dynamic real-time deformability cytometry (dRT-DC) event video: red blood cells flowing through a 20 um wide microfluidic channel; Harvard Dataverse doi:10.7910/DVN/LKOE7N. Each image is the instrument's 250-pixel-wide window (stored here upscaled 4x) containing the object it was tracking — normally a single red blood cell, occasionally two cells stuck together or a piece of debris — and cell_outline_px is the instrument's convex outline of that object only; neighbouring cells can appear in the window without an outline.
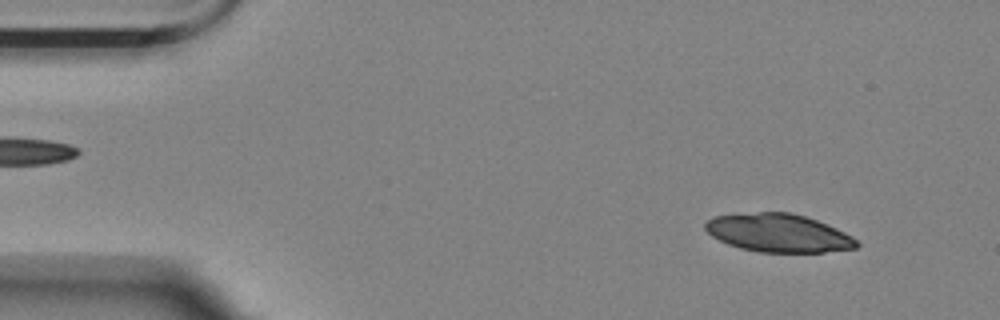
{"species": "Egyptian fruit bat (a non-hibernating species)", "species_latin": "Rousettus aegyptiacus", "temperature_condition": "room temperature", "stored_images_in_passage": 54, "camera_frame_rate_fps": 3000, "um_per_image_px": 0.085, "animal": {"sex": "female"}, "frame": {"image": 1, "passage_image": 4, "time_ms": 1.0, "image_size_px": [1000, 320], "cell_outline_px": [[860, 244], [856, 248], [824, 252], [756, 252], [740, 248], [728, 244], [712, 236], [704, 228], [704, 224], [708, 220], [716, 216], [760, 212], [792, 212], [828, 224], [852, 236]], "centroid_in_image_um": [66.18, 19.81], "position_along_channel_um": 18.8, "area_um2": 33.58}}